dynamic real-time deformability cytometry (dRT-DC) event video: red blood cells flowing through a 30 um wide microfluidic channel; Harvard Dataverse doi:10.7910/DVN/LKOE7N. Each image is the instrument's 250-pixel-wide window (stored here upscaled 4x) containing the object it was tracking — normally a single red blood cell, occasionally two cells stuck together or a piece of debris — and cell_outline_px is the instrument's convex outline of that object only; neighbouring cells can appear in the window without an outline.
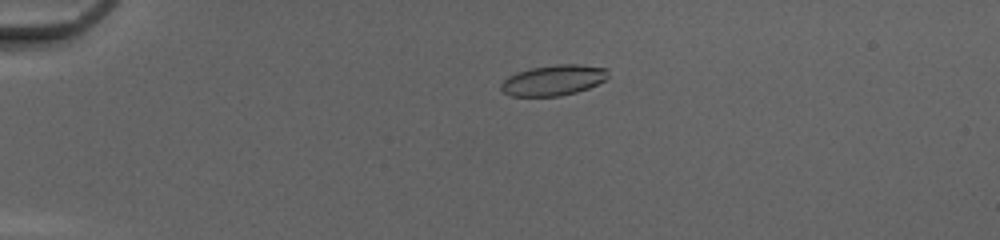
{"species": "common noctule bat (a hibernating species)", "species_latin": "Nyctalus noctula", "temperature_condition": "cold", "stored_images_in_passage": 52, "camera_frame_rate_fps": 3000, "um_per_image_px": 0.085, "animal": {"sex": "female", "body_mass_g": 20.0, "forearm_length_mm": 54.0}, "frame": {"image": 1, "passage_image": 14, "time_ms": 4.333, "image_size_px": [1000, 240], "cell_outline_px": [[608, 76], [604, 80], [588, 88], [576, 92], [560, 96], [512, 96], [504, 92], [500, 88], [500, 84], [508, 76], [516, 72], [532, 68], [556, 64], [576, 64], [608, 68]], "centroid_in_image_um": [47.03, 6.81], "position_along_channel_um": 38.0, "area_um2": 19.02}}
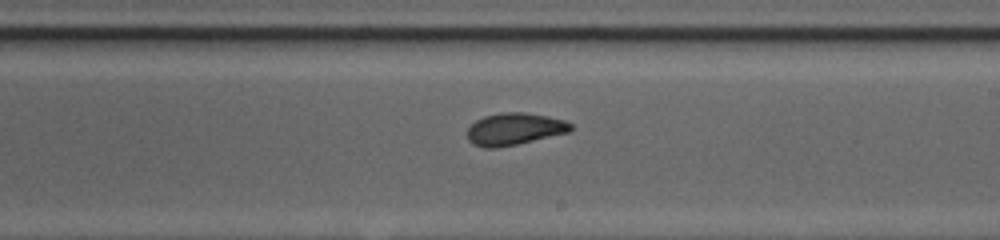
{"frame": {"image": 2, "passage_image": 33, "time_ms": 10.667, "image_size_px": [1000, 240], "cell_outline_px": [[572, 128], [568, 132], [516, 144], [496, 148], [484, 148], [472, 144], [468, 140], [468, 128], [476, 120], [484, 116], [500, 112], [524, 112], [548, 116], [564, 120], [572, 124]], "centroid_in_image_um": [43.69, 10.96], "position_along_channel_um": 245.3, "area_um2": 19.25}}
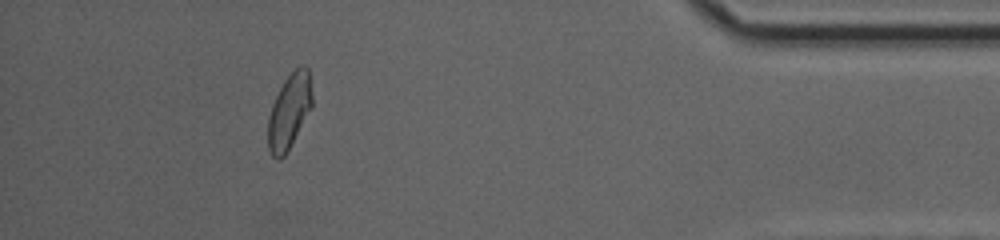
{"frame": {"image": 3, "passage_image": 48, "time_ms": 15.667, "image_size_px": [1000, 240], "cell_outline_px": [[312, 108], [284, 156], [280, 160], [276, 160], [272, 156], [268, 148], [268, 116], [272, 104], [284, 80], [300, 64], [304, 64], [308, 68], [312, 96]], "centroid_in_image_um": [24.58, 9.46], "position_along_channel_um": 410.6, "area_um2": 19.25}, "authors_computed_cell_mechanics": {"area_um2": 19.363, "velocity_mm_per_s": 4.1926, "shape_relaxation_time_tau1_ms": 8.1247, "shape_relaxation_time_tau2_ms": 1.2484, "deformation_change_tau1": 0.2101, "deformation_change_tau2": 0.0561}}